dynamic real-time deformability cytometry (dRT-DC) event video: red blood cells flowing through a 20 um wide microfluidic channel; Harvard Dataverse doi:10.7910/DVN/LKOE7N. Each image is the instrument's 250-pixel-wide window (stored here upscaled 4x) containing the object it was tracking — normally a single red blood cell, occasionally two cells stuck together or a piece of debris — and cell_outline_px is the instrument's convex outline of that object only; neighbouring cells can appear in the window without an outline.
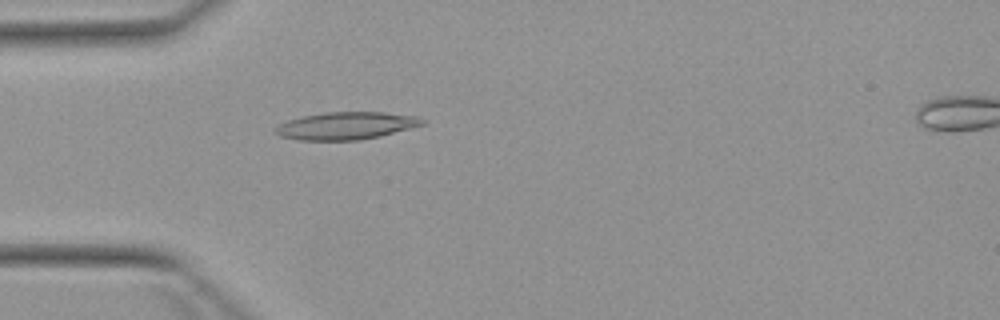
{"species": "Egyptian fruit bat (a non-hibernating species)", "species_latin": "Rousettus aegyptiacus", "temperature_condition": "warm", "stored_images_in_passage": 3, "camera_frame_rate_fps": 3000, "um_per_image_px": 0.085, "animal": {"sex": "female"}, "frame": {"image": 1, "passage_image": 2, "time_ms": 2.0, "image_size_px": [1000, 320], "cell_outline_px": [[424, 124], [380, 136], [360, 140], [300, 140], [280, 136], [272, 128], [288, 120], [304, 116], [324, 112], [384, 112], [416, 116], [424, 120]], "centroid_in_image_um": [29.4, 10.69], "position_along_channel_um": 55.6, "area_um2": 23.35}}